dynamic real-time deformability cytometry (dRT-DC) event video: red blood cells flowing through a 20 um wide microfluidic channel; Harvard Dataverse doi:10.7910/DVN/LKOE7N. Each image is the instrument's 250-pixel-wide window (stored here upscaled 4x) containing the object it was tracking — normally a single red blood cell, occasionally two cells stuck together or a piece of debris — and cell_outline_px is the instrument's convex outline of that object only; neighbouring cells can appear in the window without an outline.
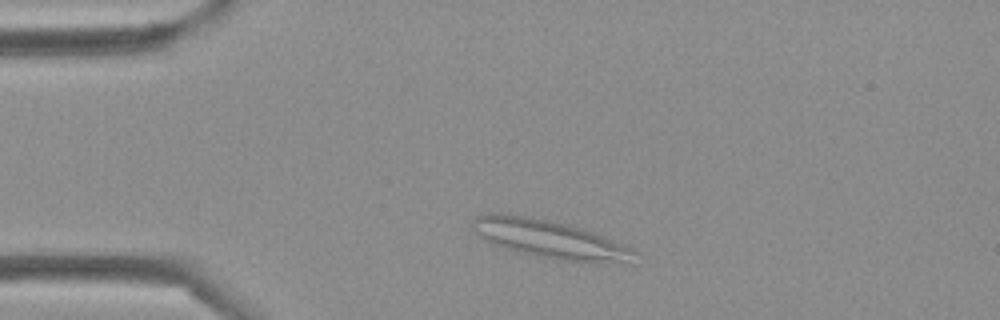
{"species": "Egyptian fruit bat (a non-hibernating species)", "species_latin": "Rousettus aegyptiacus", "temperature_condition": "cold", "stored_images_in_passage": 38, "camera_frame_rate_fps": 3000, "um_per_image_px": 0.085, "frame": {"image": 1, "passage_image": 4, "time_ms": 1.0, "image_size_px": [1000, 320], "cell_outline_px": [[636, 264], [572, 260], [544, 256], [524, 252], [492, 244], [480, 236], [472, 228], [472, 220], [476, 216], [492, 212], [496, 212], [524, 216], [568, 224], [592, 232], [632, 248], [636, 252]], "centroid_in_image_um": [46.76, 20.31], "position_along_channel_um": 38.2, "area_um2": 35.08}}
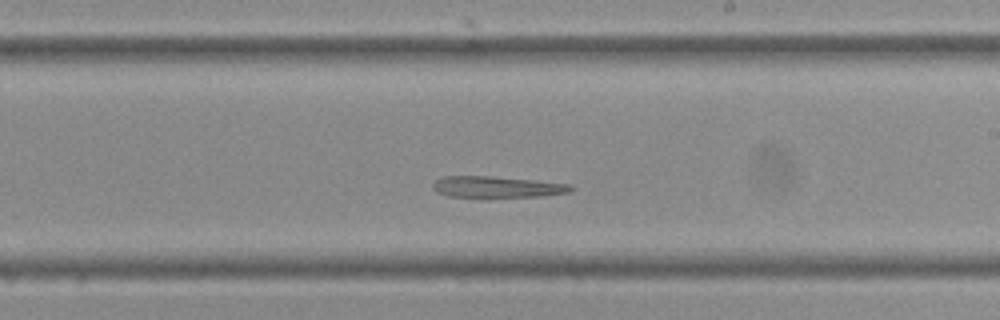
{"frame": {"image": 2, "passage_image": 20, "time_ms": 6.333, "image_size_px": [1000, 320], "cell_outline_px": [[576, 188], [568, 192], [540, 196], [488, 200], [448, 196], [436, 192], [432, 188], [432, 184], [436, 180], [444, 176], [488, 176], [532, 180], [572, 184]], "centroid_in_image_um": [42.21, 15.94], "position_along_channel_um": 246.8, "area_um2": 18.09}}
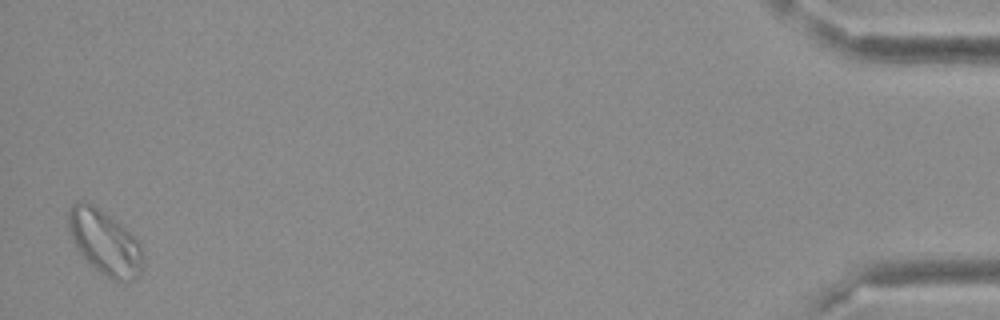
{"frame": {"image": 3, "passage_image": 38, "time_ms": 12.333, "image_size_px": [1000, 320], "cell_outline_px": [[144, 256], [140, 276], [132, 280], [112, 280], [100, 272], [80, 252], [72, 240], [68, 228], [68, 208], [76, 200], [84, 200], [92, 204], [116, 220], [136, 240]], "centroid_in_image_um": [8.88, 20.57], "position_along_channel_um": 426.3, "area_um2": 27.63}}